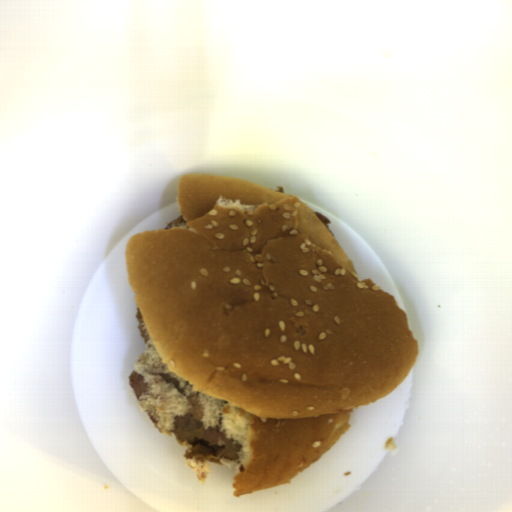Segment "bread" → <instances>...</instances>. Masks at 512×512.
<instances>
[{
	"instance_id": "obj_1",
	"label": "bread",
	"mask_w": 512,
	"mask_h": 512,
	"mask_svg": "<svg viewBox=\"0 0 512 512\" xmlns=\"http://www.w3.org/2000/svg\"><path fill=\"white\" fill-rule=\"evenodd\" d=\"M186 224L129 237L128 283L147 334L139 407L174 435L195 404L240 444L234 496L294 479L386 397L420 350L407 312L358 270L301 200L232 176L186 173ZM160 374L180 382V393Z\"/></svg>"
},
{
	"instance_id": "obj_2",
	"label": "bread",
	"mask_w": 512,
	"mask_h": 512,
	"mask_svg": "<svg viewBox=\"0 0 512 512\" xmlns=\"http://www.w3.org/2000/svg\"><path fill=\"white\" fill-rule=\"evenodd\" d=\"M186 465L187 467L195 470L196 477L200 482H206L207 475L212 464L198 462L186 457Z\"/></svg>"
}]
</instances>
